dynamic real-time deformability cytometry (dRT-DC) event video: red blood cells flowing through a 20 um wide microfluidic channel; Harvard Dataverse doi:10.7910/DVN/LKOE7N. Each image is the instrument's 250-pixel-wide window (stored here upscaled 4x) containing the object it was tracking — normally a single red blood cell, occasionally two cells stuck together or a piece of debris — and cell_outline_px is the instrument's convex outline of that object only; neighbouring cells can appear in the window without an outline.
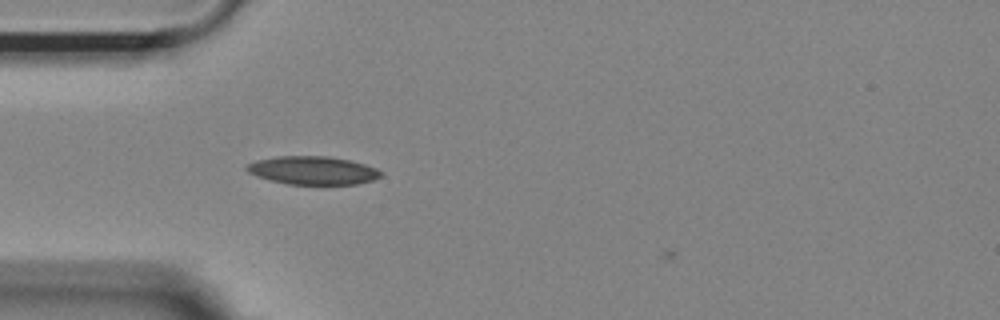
{"species": "Egyptian fruit bat (a non-hibernating species)", "species_latin": "Rousettus aegyptiacus", "temperature_condition": "room temperature", "stored_images_in_passage": 2, "camera_frame_rate_fps": 3000, "um_per_image_px": 0.085, "animal": {"sex": "female"}, "frame": {"image": 1, "passage_image": 1, "time_ms": 0.0, "image_size_px": [1000, 320], "cell_outline_px": [[384, 176], [372, 180], [356, 184], [288, 184], [256, 176], [248, 172], [244, 168], [248, 164], [256, 160], [276, 156], [328, 156], [348, 160], [364, 164], [376, 168], [384, 172]], "centroid_in_image_um": [26.6, 14.48], "position_along_channel_um": 58.4, "area_um2": 22.08}}